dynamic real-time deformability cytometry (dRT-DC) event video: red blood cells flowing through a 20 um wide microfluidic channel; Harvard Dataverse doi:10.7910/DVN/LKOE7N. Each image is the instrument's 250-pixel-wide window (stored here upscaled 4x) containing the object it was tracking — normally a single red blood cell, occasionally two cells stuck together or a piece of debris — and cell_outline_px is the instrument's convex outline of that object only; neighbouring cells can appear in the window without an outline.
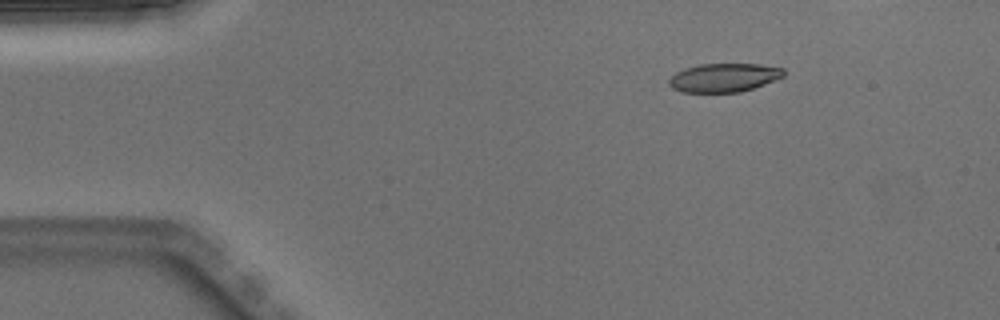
{"species": "Egyptian fruit bat (a non-hibernating species)", "species_latin": "Rousettus aegyptiacus", "temperature_condition": "warm", "stored_images_in_passage": 4, "segment_of_instrument_passage": [1, 2], "camera_frame_rate_fps": 3000, "um_per_image_px": 0.085, "animal": {"sex": "male"}, "frame": {"image": 1, "passage_image": 2, "time_ms": 0.333, "image_size_px": [1000, 320], "cell_outline_px": [[784, 76], [776, 80], [740, 92], [680, 92], [672, 88], [668, 84], [668, 80], [676, 72], [684, 68], [700, 64], [760, 64], [784, 68]], "centroid_in_image_um": [61.52, 6.59], "position_along_channel_um": 23.5, "area_um2": 19.19}}